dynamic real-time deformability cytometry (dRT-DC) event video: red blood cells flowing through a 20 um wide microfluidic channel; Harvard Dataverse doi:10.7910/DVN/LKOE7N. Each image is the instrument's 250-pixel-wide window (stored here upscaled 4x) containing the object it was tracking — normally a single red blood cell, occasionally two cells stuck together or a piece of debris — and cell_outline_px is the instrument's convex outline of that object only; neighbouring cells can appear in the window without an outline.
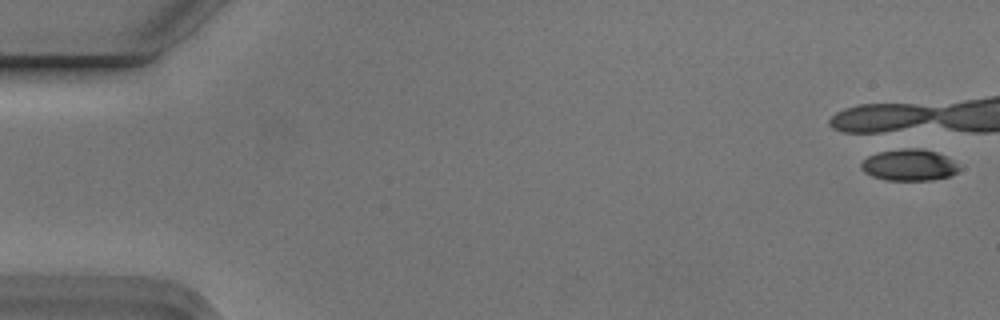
{"species": "Egyptian fruit bat (a non-hibernating species)", "species_latin": "Rousettus aegyptiacus", "temperature_condition": "cold", "stored_images_in_passage": 9, "camera_frame_rate_fps": 3000, "um_per_image_px": 0.085, "animal": {"sex": "male"}, "frame": {"image": 1, "passage_image": 1, "time_ms": 0.0, "image_size_px": [1000, 320], "cell_outline_px": [[960, 168], [952, 176], [932, 180], [884, 180], [872, 176], [864, 172], [860, 168], [860, 164], [868, 156], [880, 152], [904, 148], [920, 148], [936, 152], [952, 160]], "centroid_in_image_um": [77.26, 14.04], "position_along_channel_um": 7.7, "area_um2": 17.92}}
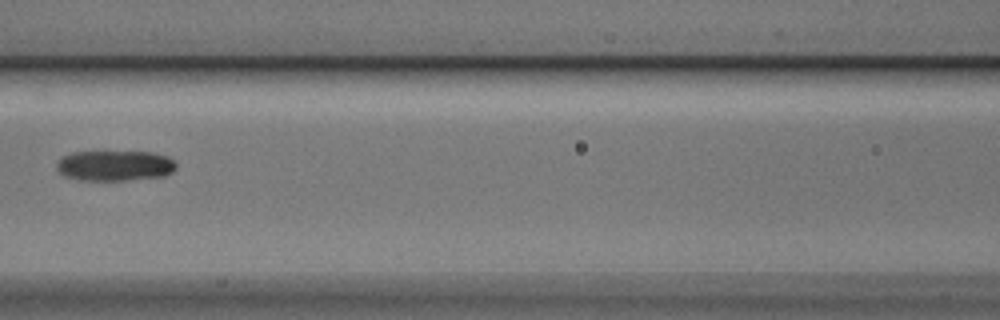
{"frame": {"image": 2, "passage_image": 8, "time_ms": 2.333, "image_size_px": [1000, 320], "cell_outline_px": [[176, 168], [172, 172], [164, 176], [128, 180], [80, 180], [64, 176], [56, 168], [56, 164], [64, 156], [72, 152], [152, 152], [168, 156], [176, 164]], "centroid_in_image_um": [9.77, 14.08], "position_along_channel_um": 156.8, "area_um2": 21.15}}
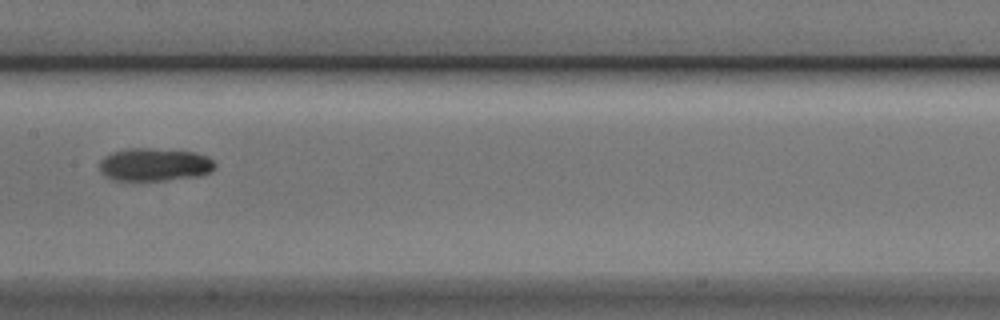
{"frame": {"image": 3, "passage_image": 9, "time_ms": 2.667, "image_size_px": [1000, 320], "cell_outline_px": [[216, 168], [200, 176], [164, 180], [116, 180], [108, 176], [100, 168], [100, 160], [104, 156], [112, 152], [124, 148], [152, 148], [196, 152], [208, 156], [216, 164]], "centroid_in_image_um": [13.17, 13.97], "position_along_channel_um": 194.2, "area_um2": 22.14}}